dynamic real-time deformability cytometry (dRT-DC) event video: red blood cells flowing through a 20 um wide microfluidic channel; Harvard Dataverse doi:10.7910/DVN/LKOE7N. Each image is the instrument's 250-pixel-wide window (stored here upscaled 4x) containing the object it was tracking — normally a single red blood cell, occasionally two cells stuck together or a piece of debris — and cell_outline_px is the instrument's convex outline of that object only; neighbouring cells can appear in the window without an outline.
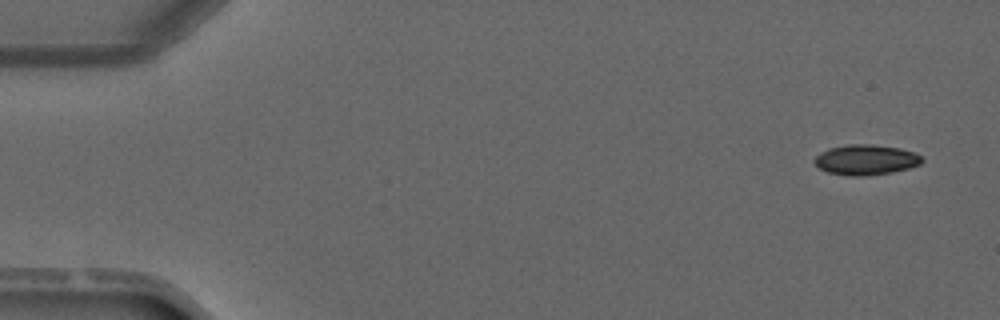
{"species": "common noctule bat (a hibernating species)", "species_latin": "Nyctalus noctula", "temperature_condition": "warm", "stored_images_in_passage": 3, "camera_frame_rate_fps": 3000, "um_per_image_px": 0.085, "animal": {"sex": "male", "forearm_length_mm": 52.5}, "frame": {"image": 1, "passage_image": 1, "time_ms": 0.0, "image_size_px": [1000, 320], "cell_outline_px": [[924, 160], [920, 164], [908, 168], [892, 172], [864, 176], [848, 176], [828, 172], [820, 168], [812, 160], [820, 152], [828, 148], [848, 144], [872, 144], [900, 148], [916, 152]], "centroid_in_image_um": [73.59, 13.57], "position_along_channel_um": 11.4, "area_um2": 19.07}}
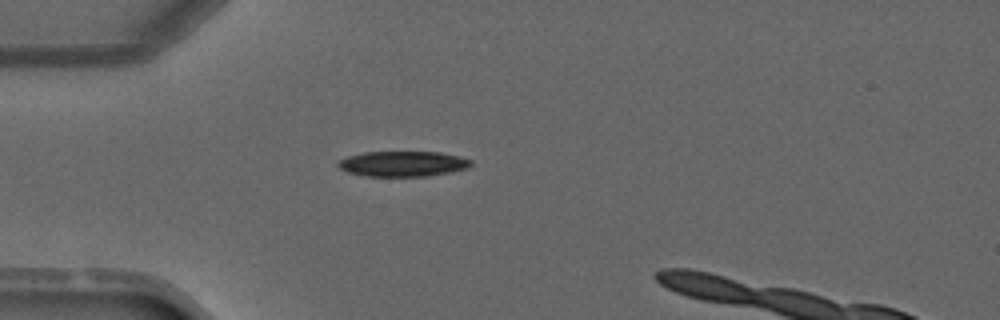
{"frame": {"image": 2, "passage_image": 3, "time_ms": 3.333, "image_size_px": [1000, 320], "cell_outline_px": [[472, 164], [468, 168], [452, 172], [428, 176], [368, 176], [348, 172], [340, 168], [336, 164], [340, 160], [348, 156], [364, 152], [440, 152], [460, 156], [472, 160]], "centroid_in_image_um": [34.28, 13.92], "position_along_channel_um": 50.7, "area_um2": 19.65}}